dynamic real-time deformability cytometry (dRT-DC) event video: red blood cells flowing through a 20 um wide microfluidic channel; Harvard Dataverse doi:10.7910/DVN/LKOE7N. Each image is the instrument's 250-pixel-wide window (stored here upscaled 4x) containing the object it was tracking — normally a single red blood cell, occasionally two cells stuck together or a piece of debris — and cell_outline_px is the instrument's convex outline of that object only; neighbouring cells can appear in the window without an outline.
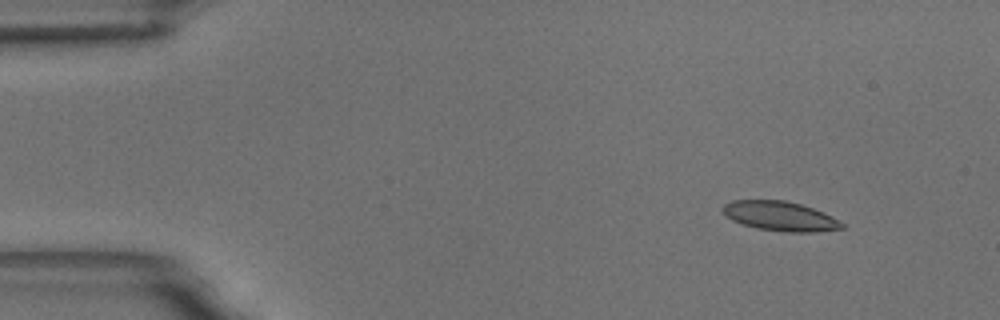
{"species": "common noctule bat (a hibernating species)", "species_latin": "Nyctalus noctula", "temperature_condition": "room temperature", "stored_images_in_passage": 6, "segment_of_instrument_passage": [1, 2], "camera_frame_rate_fps": 3000, "um_per_image_px": 0.085, "animal": {"sex": "male", "body_mass_g": 18.8}, "frame": {"image": 1, "passage_image": 2, "time_ms": 1.0, "image_size_px": [1000, 320], "cell_outline_px": [[844, 228], [816, 232], [784, 232], [756, 228], [732, 220], [724, 216], [720, 208], [724, 204], [732, 200], [784, 200], [800, 204], [824, 212], [832, 216], [844, 224]], "centroid_in_image_um": [66.28, 18.37], "position_along_channel_um": 18.7, "area_um2": 20.63}}
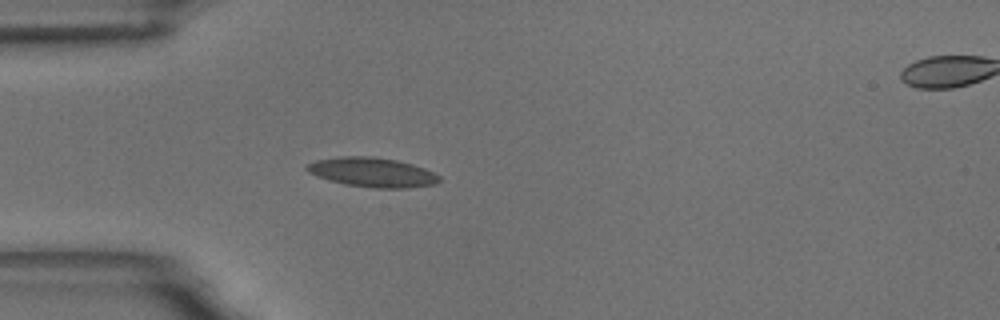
{"frame": {"image": 2, "passage_image": 5, "time_ms": 4.333, "image_size_px": [1000, 320], "cell_outline_px": [[440, 180], [436, 184], [408, 188], [372, 188], [344, 184], [328, 180], [308, 172], [304, 168], [304, 164], [316, 160], [340, 156], [372, 156], [396, 160], [412, 164], [424, 168], [440, 176]], "centroid_in_image_um": [31.61, 14.64], "position_along_channel_um": 53.4, "area_um2": 22.89}}